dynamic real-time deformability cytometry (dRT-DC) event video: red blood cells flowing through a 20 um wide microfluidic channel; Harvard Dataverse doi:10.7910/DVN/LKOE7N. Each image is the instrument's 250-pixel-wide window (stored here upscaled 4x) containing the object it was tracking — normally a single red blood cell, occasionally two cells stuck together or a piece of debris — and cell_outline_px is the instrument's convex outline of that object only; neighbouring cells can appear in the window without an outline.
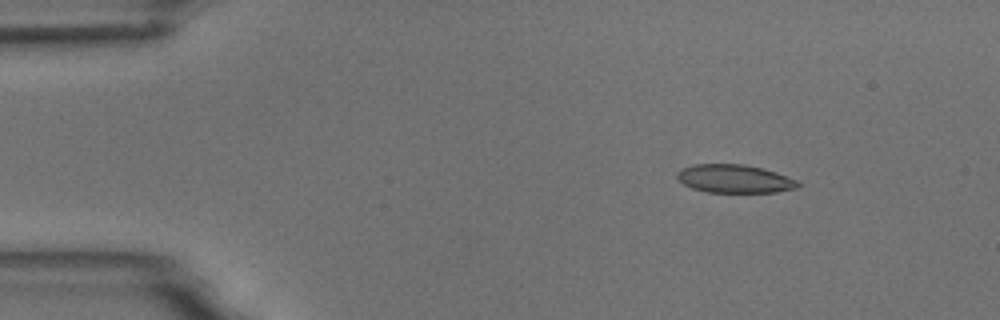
{"species": "common noctule bat (a hibernating species)", "species_latin": "Nyctalus noctula", "temperature_condition": "room temperature", "stored_images_in_passage": 5, "camera_frame_rate_fps": 3000, "um_per_image_px": 0.085, "animal": {"sex": "male", "body_mass_g": 18.8}, "frame": {"image": 1, "passage_image": 2, "time_ms": 1.333, "image_size_px": [1000, 320], "cell_outline_px": [[800, 184], [796, 188], [776, 192], [708, 192], [692, 188], [684, 184], [676, 176], [676, 172], [680, 168], [692, 164], [744, 164], [764, 168], [776, 172], [796, 180]], "centroid_in_image_um": [62.4, 15.18], "position_along_channel_um": 22.6, "area_um2": 19.94}}
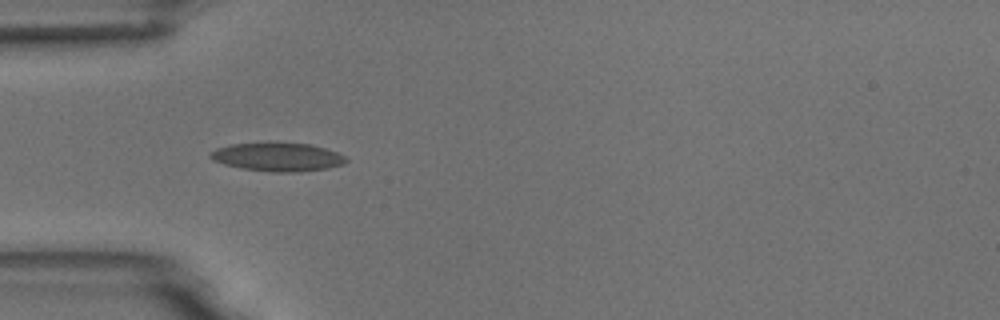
{"frame": {"image": 2, "passage_image": 4, "time_ms": 4.333, "image_size_px": [1000, 320], "cell_outline_px": [[348, 160], [344, 164], [328, 168], [300, 172], [268, 172], [240, 168], [224, 164], [212, 160], [208, 156], [216, 148], [232, 144], [312, 144], [336, 152], [344, 156]], "centroid_in_image_um": [23.6, 13.37], "position_along_channel_um": 61.4, "area_um2": 22.2}}